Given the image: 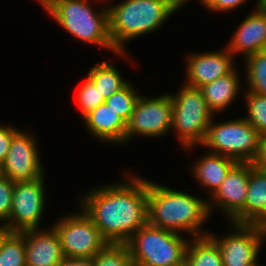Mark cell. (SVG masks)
Wrapping results in <instances>:
<instances>
[{"instance_id":"obj_1","label":"cell","mask_w":266,"mask_h":266,"mask_svg":"<svg viewBox=\"0 0 266 266\" xmlns=\"http://www.w3.org/2000/svg\"><path fill=\"white\" fill-rule=\"evenodd\" d=\"M127 172L125 180L88 190L79 202L108 243L125 244L147 223L148 179Z\"/></svg>"},{"instance_id":"obj_2","label":"cell","mask_w":266,"mask_h":266,"mask_svg":"<svg viewBox=\"0 0 266 266\" xmlns=\"http://www.w3.org/2000/svg\"><path fill=\"white\" fill-rule=\"evenodd\" d=\"M209 217L208 200L148 180V224L193 238L209 234L202 229Z\"/></svg>"},{"instance_id":"obj_3","label":"cell","mask_w":266,"mask_h":266,"mask_svg":"<svg viewBox=\"0 0 266 266\" xmlns=\"http://www.w3.org/2000/svg\"><path fill=\"white\" fill-rule=\"evenodd\" d=\"M174 12L165 0H121L116 5H109V34L114 46L113 54L127 60L126 43L156 31Z\"/></svg>"},{"instance_id":"obj_4","label":"cell","mask_w":266,"mask_h":266,"mask_svg":"<svg viewBox=\"0 0 266 266\" xmlns=\"http://www.w3.org/2000/svg\"><path fill=\"white\" fill-rule=\"evenodd\" d=\"M98 1L106 0H95ZM95 11L90 0H51L44 9L66 32L82 42L114 52L109 34L108 7ZM94 10H93V9Z\"/></svg>"},{"instance_id":"obj_5","label":"cell","mask_w":266,"mask_h":266,"mask_svg":"<svg viewBox=\"0 0 266 266\" xmlns=\"http://www.w3.org/2000/svg\"><path fill=\"white\" fill-rule=\"evenodd\" d=\"M188 242L180 233L146 223L125 244L133 266H181Z\"/></svg>"},{"instance_id":"obj_6","label":"cell","mask_w":266,"mask_h":266,"mask_svg":"<svg viewBox=\"0 0 266 266\" xmlns=\"http://www.w3.org/2000/svg\"><path fill=\"white\" fill-rule=\"evenodd\" d=\"M170 96L171 129L178 136V143L185 150L202 145L210 122L216 115L209 109L201 90L182 84L179 91Z\"/></svg>"},{"instance_id":"obj_7","label":"cell","mask_w":266,"mask_h":266,"mask_svg":"<svg viewBox=\"0 0 266 266\" xmlns=\"http://www.w3.org/2000/svg\"><path fill=\"white\" fill-rule=\"evenodd\" d=\"M260 134L243 117L216 123L211 120L201 146L237 163H253L258 154Z\"/></svg>"},{"instance_id":"obj_8","label":"cell","mask_w":266,"mask_h":266,"mask_svg":"<svg viewBox=\"0 0 266 266\" xmlns=\"http://www.w3.org/2000/svg\"><path fill=\"white\" fill-rule=\"evenodd\" d=\"M60 217L52 227L58 234L64 255L95 256L108 244L80 207L78 213Z\"/></svg>"},{"instance_id":"obj_9","label":"cell","mask_w":266,"mask_h":266,"mask_svg":"<svg viewBox=\"0 0 266 266\" xmlns=\"http://www.w3.org/2000/svg\"><path fill=\"white\" fill-rule=\"evenodd\" d=\"M172 100L169 94L157 97L139 96L126 123L125 144L135 136L156 138L171 131Z\"/></svg>"},{"instance_id":"obj_10","label":"cell","mask_w":266,"mask_h":266,"mask_svg":"<svg viewBox=\"0 0 266 266\" xmlns=\"http://www.w3.org/2000/svg\"><path fill=\"white\" fill-rule=\"evenodd\" d=\"M232 232L208 235L217 243L224 266H254L259 261V253L266 233L253 224L232 223Z\"/></svg>"},{"instance_id":"obj_11","label":"cell","mask_w":266,"mask_h":266,"mask_svg":"<svg viewBox=\"0 0 266 266\" xmlns=\"http://www.w3.org/2000/svg\"><path fill=\"white\" fill-rule=\"evenodd\" d=\"M45 176L32 181L16 182L12 197L10 217L3 224L8 231L22 232L40 229L46 207Z\"/></svg>"},{"instance_id":"obj_12","label":"cell","mask_w":266,"mask_h":266,"mask_svg":"<svg viewBox=\"0 0 266 266\" xmlns=\"http://www.w3.org/2000/svg\"><path fill=\"white\" fill-rule=\"evenodd\" d=\"M33 133L18 130L12 138L9 151L0 167V174L12 181L24 182L45 176L41 157L37 148V140Z\"/></svg>"},{"instance_id":"obj_13","label":"cell","mask_w":266,"mask_h":266,"mask_svg":"<svg viewBox=\"0 0 266 266\" xmlns=\"http://www.w3.org/2000/svg\"><path fill=\"white\" fill-rule=\"evenodd\" d=\"M251 163H236L227 173L220 187L208 199L211 213L219 208L231 222L244 208Z\"/></svg>"},{"instance_id":"obj_14","label":"cell","mask_w":266,"mask_h":266,"mask_svg":"<svg viewBox=\"0 0 266 266\" xmlns=\"http://www.w3.org/2000/svg\"><path fill=\"white\" fill-rule=\"evenodd\" d=\"M233 54L226 48L221 51L189 53L185 58L187 86L200 88L219 77L231 73L236 67Z\"/></svg>"},{"instance_id":"obj_15","label":"cell","mask_w":266,"mask_h":266,"mask_svg":"<svg viewBox=\"0 0 266 266\" xmlns=\"http://www.w3.org/2000/svg\"><path fill=\"white\" fill-rule=\"evenodd\" d=\"M226 48L243 58L266 50V3H256V8L237 25Z\"/></svg>"},{"instance_id":"obj_16","label":"cell","mask_w":266,"mask_h":266,"mask_svg":"<svg viewBox=\"0 0 266 266\" xmlns=\"http://www.w3.org/2000/svg\"><path fill=\"white\" fill-rule=\"evenodd\" d=\"M47 229L24 231L26 266H57L62 259L58 234L52 226Z\"/></svg>"},{"instance_id":"obj_17","label":"cell","mask_w":266,"mask_h":266,"mask_svg":"<svg viewBox=\"0 0 266 266\" xmlns=\"http://www.w3.org/2000/svg\"><path fill=\"white\" fill-rule=\"evenodd\" d=\"M88 133L102 143L125 145L126 122L106 103L83 118Z\"/></svg>"},{"instance_id":"obj_18","label":"cell","mask_w":266,"mask_h":266,"mask_svg":"<svg viewBox=\"0 0 266 266\" xmlns=\"http://www.w3.org/2000/svg\"><path fill=\"white\" fill-rule=\"evenodd\" d=\"M192 164L191 172L198 185L208 189L212 196L220 187L230 169L237 163L235 160L220 154L208 152Z\"/></svg>"},{"instance_id":"obj_19","label":"cell","mask_w":266,"mask_h":266,"mask_svg":"<svg viewBox=\"0 0 266 266\" xmlns=\"http://www.w3.org/2000/svg\"><path fill=\"white\" fill-rule=\"evenodd\" d=\"M239 75L235 68L231 73L199 88L214 115L226 110L232 102H235L234 100L241 91L240 86H242Z\"/></svg>"},{"instance_id":"obj_20","label":"cell","mask_w":266,"mask_h":266,"mask_svg":"<svg viewBox=\"0 0 266 266\" xmlns=\"http://www.w3.org/2000/svg\"><path fill=\"white\" fill-rule=\"evenodd\" d=\"M266 210V172L251 163L249 183L243 210L231 221L238 224H253Z\"/></svg>"},{"instance_id":"obj_21","label":"cell","mask_w":266,"mask_h":266,"mask_svg":"<svg viewBox=\"0 0 266 266\" xmlns=\"http://www.w3.org/2000/svg\"><path fill=\"white\" fill-rule=\"evenodd\" d=\"M185 266H224L217 243L209 236L193 237L188 242Z\"/></svg>"},{"instance_id":"obj_22","label":"cell","mask_w":266,"mask_h":266,"mask_svg":"<svg viewBox=\"0 0 266 266\" xmlns=\"http://www.w3.org/2000/svg\"><path fill=\"white\" fill-rule=\"evenodd\" d=\"M119 71L115 65H111L110 62L107 63L105 60L92 66L86 76L94 83L100 95L106 100L129 83Z\"/></svg>"},{"instance_id":"obj_23","label":"cell","mask_w":266,"mask_h":266,"mask_svg":"<svg viewBox=\"0 0 266 266\" xmlns=\"http://www.w3.org/2000/svg\"><path fill=\"white\" fill-rule=\"evenodd\" d=\"M244 61L247 91L266 96V50L252 54Z\"/></svg>"},{"instance_id":"obj_24","label":"cell","mask_w":266,"mask_h":266,"mask_svg":"<svg viewBox=\"0 0 266 266\" xmlns=\"http://www.w3.org/2000/svg\"><path fill=\"white\" fill-rule=\"evenodd\" d=\"M0 266H26L24 231H9L0 244Z\"/></svg>"},{"instance_id":"obj_25","label":"cell","mask_w":266,"mask_h":266,"mask_svg":"<svg viewBox=\"0 0 266 266\" xmlns=\"http://www.w3.org/2000/svg\"><path fill=\"white\" fill-rule=\"evenodd\" d=\"M130 82L120 91L112 94L105 100V103L117 113L126 123L129 121L136 101L140 94L136 91V88L132 86Z\"/></svg>"},{"instance_id":"obj_26","label":"cell","mask_w":266,"mask_h":266,"mask_svg":"<svg viewBox=\"0 0 266 266\" xmlns=\"http://www.w3.org/2000/svg\"><path fill=\"white\" fill-rule=\"evenodd\" d=\"M248 113L246 119L260 135L266 134V96L244 90Z\"/></svg>"},{"instance_id":"obj_27","label":"cell","mask_w":266,"mask_h":266,"mask_svg":"<svg viewBox=\"0 0 266 266\" xmlns=\"http://www.w3.org/2000/svg\"><path fill=\"white\" fill-rule=\"evenodd\" d=\"M95 266H133L127 245L108 243L95 255Z\"/></svg>"},{"instance_id":"obj_28","label":"cell","mask_w":266,"mask_h":266,"mask_svg":"<svg viewBox=\"0 0 266 266\" xmlns=\"http://www.w3.org/2000/svg\"><path fill=\"white\" fill-rule=\"evenodd\" d=\"M76 99L82 119L100 104L105 103L104 98L100 95L94 83L87 76L77 90Z\"/></svg>"},{"instance_id":"obj_29","label":"cell","mask_w":266,"mask_h":266,"mask_svg":"<svg viewBox=\"0 0 266 266\" xmlns=\"http://www.w3.org/2000/svg\"><path fill=\"white\" fill-rule=\"evenodd\" d=\"M15 182L0 174V221L6 224L10 217Z\"/></svg>"},{"instance_id":"obj_30","label":"cell","mask_w":266,"mask_h":266,"mask_svg":"<svg viewBox=\"0 0 266 266\" xmlns=\"http://www.w3.org/2000/svg\"><path fill=\"white\" fill-rule=\"evenodd\" d=\"M15 126L9 124L0 125V167L4 163L9 147L13 138V135L18 131Z\"/></svg>"},{"instance_id":"obj_31","label":"cell","mask_w":266,"mask_h":266,"mask_svg":"<svg viewBox=\"0 0 266 266\" xmlns=\"http://www.w3.org/2000/svg\"><path fill=\"white\" fill-rule=\"evenodd\" d=\"M247 0H205L204 7L214 12H229L243 5Z\"/></svg>"},{"instance_id":"obj_32","label":"cell","mask_w":266,"mask_h":266,"mask_svg":"<svg viewBox=\"0 0 266 266\" xmlns=\"http://www.w3.org/2000/svg\"><path fill=\"white\" fill-rule=\"evenodd\" d=\"M57 266H95V256L63 255Z\"/></svg>"},{"instance_id":"obj_33","label":"cell","mask_w":266,"mask_h":266,"mask_svg":"<svg viewBox=\"0 0 266 266\" xmlns=\"http://www.w3.org/2000/svg\"><path fill=\"white\" fill-rule=\"evenodd\" d=\"M253 165L257 169L266 172V134L260 135L258 154Z\"/></svg>"},{"instance_id":"obj_34","label":"cell","mask_w":266,"mask_h":266,"mask_svg":"<svg viewBox=\"0 0 266 266\" xmlns=\"http://www.w3.org/2000/svg\"><path fill=\"white\" fill-rule=\"evenodd\" d=\"M168 5L176 12L180 10L185 4L188 2V0H165ZM201 4H205V0H200Z\"/></svg>"},{"instance_id":"obj_35","label":"cell","mask_w":266,"mask_h":266,"mask_svg":"<svg viewBox=\"0 0 266 266\" xmlns=\"http://www.w3.org/2000/svg\"><path fill=\"white\" fill-rule=\"evenodd\" d=\"M259 229L266 233V210L265 212L253 223Z\"/></svg>"},{"instance_id":"obj_36","label":"cell","mask_w":266,"mask_h":266,"mask_svg":"<svg viewBox=\"0 0 266 266\" xmlns=\"http://www.w3.org/2000/svg\"><path fill=\"white\" fill-rule=\"evenodd\" d=\"M9 231L4 225H0V244L1 241L3 240V237L8 233Z\"/></svg>"},{"instance_id":"obj_37","label":"cell","mask_w":266,"mask_h":266,"mask_svg":"<svg viewBox=\"0 0 266 266\" xmlns=\"http://www.w3.org/2000/svg\"><path fill=\"white\" fill-rule=\"evenodd\" d=\"M36 1H38V3H40L44 8L51 0H36Z\"/></svg>"},{"instance_id":"obj_38","label":"cell","mask_w":266,"mask_h":266,"mask_svg":"<svg viewBox=\"0 0 266 266\" xmlns=\"http://www.w3.org/2000/svg\"><path fill=\"white\" fill-rule=\"evenodd\" d=\"M256 3H266V0H256Z\"/></svg>"}]
</instances>
